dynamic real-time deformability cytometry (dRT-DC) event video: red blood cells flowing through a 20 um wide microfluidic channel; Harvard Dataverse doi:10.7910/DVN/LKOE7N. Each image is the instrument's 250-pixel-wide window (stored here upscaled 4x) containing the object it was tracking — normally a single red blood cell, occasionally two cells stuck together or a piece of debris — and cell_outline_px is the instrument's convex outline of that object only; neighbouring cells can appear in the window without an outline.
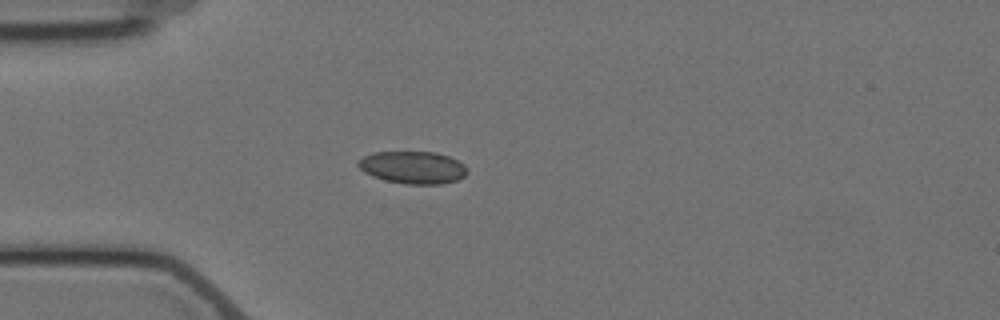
{"species": "Egyptian fruit bat (a non-hibernating species)", "species_latin": "Rousettus aegyptiacus", "temperature_condition": "cold", "stored_images_in_passage": 5, "camera_frame_rate_fps": 3000, "um_per_image_px": 0.085, "animal": {"sex": "female"}, "frame": {"image": 1, "passage_image": 4, "time_ms": 3.667, "image_size_px": [1000, 320], "cell_outline_px": [[468, 172], [464, 176], [456, 180], [440, 184], [404, 184], [384, 180], [372, 176], [364, 172], [356, 164], [364, 156], [372, 152], [432, 152], [448, 156], [464, 164], [468, 168]], "centroid_in_image_um": [35.08, 14.24], "position_along_channel_um": 49.9, "area_um2": 20.58}}